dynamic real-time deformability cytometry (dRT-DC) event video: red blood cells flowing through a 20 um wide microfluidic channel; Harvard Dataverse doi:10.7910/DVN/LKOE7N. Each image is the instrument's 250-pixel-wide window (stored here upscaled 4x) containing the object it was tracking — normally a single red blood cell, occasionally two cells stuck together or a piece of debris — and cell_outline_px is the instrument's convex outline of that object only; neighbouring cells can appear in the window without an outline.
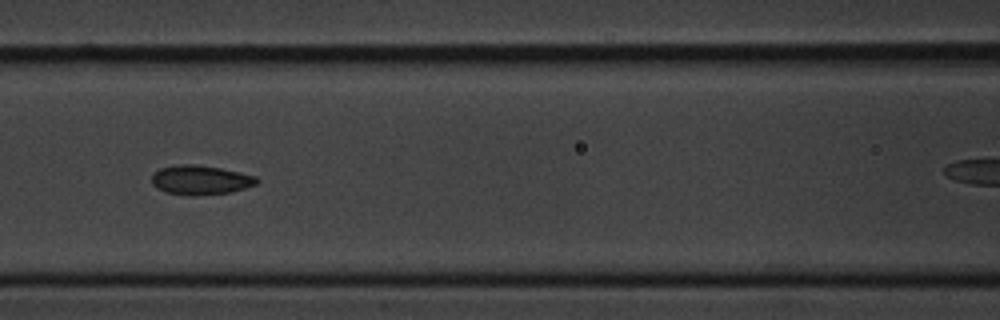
{"species": "common noctule bat (a hibernating species)", "species_latin": "Nyctalus noctula", "temperature_condition": "cold", "stored_images_in_passage": 11, "camera_frame_rate_fps": 3000, "um_per_image_px": 0.085, "animal": {"sex": "male", "body_mass_g": 20.1, "forearm_length_mm": 53.5}, "frame": {"image": 1, "passage_image": 7, "time_ms": 8.0, "image_size_px": [1000, 320], "cell_outline_px": [[260, 180], [256, 184], [244, 188], [228, 192], [196, 196], [188, 196], [164, 192], [156, 188], [152, 184], [152, 172], [160, 168], [176, 164], [192, 164], [220, 168], [256, 176]], "centroid_in_image_um": [16.98, 15.3], "position_along_channel_um": 149.6, "area_um2": 18.09}}
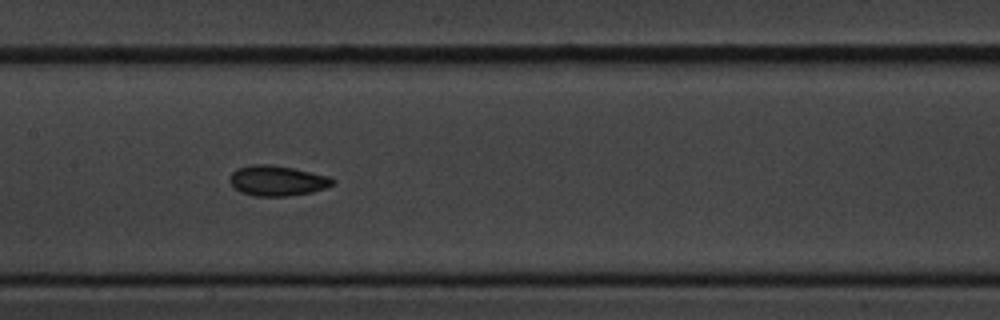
{"frame": {"image": 2, "passage_image": 8, "time_ms": 9.0, "image_size_px": [1000, 320], "cell_outline_px": [[336, 180], [332, 184], [324, 188], [312, 192], [288, 196], [252, 196], [240, 192], [228, 180], [232, 172], [236, 168], [252, 164], [268, 164], [292, 168], [328, 176]], "centroid_in_image_um": [23.52, 15.36], "position_along_channel_um": 183.9, "area_um2": 18.09}}
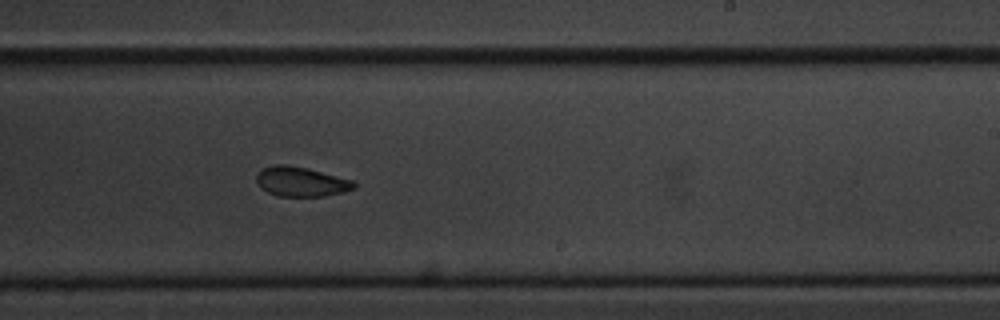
{"frame": {"image": 3, "passage_image": 10, "time_ms": 11.333, "image_size_px": [1000, 320], "cell_outline_px": [[356, 188], [344, 192], [324, 196], [276, 196], [268, 192], [256, 184], [256, 176], [264, 168], [272, 164], [284, 164], [308, 168], [352, 180], [356, 184]], "centroid_in_image_um": [25.59, 15.44], "position_along_channel_um": 263.4, "area_um2": 16.88}}